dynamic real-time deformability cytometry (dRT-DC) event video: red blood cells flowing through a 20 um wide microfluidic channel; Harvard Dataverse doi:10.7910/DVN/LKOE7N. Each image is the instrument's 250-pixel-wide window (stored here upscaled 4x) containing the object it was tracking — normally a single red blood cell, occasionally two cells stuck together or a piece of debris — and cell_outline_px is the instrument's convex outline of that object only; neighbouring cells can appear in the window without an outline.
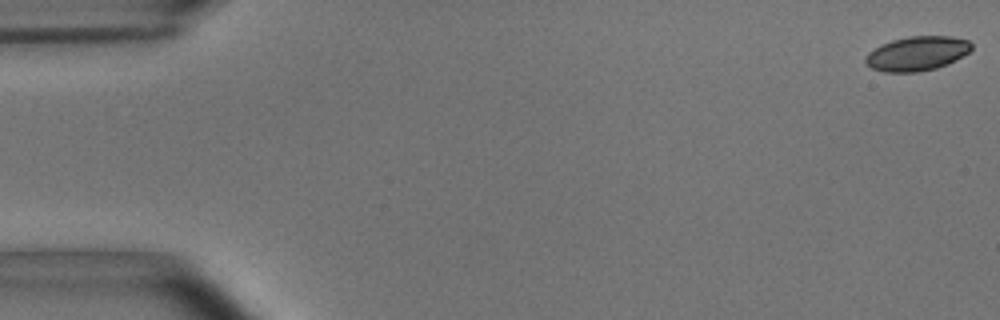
{"species": "common noctule bat (a hibernating species)", "species_latin": "Nyctalus noctula", "temperature_condition": "room temperature", "stored_images_in_passage": 54, "camera_frame_rate_fps": 3000, "um_per_image_px": 0.085, "animal": {"sex": "male", "body_mass_g": 15.6}, "frame": {"image": 1, "passage_image": 1, "time_ms": 0.0, "image_size_px": [1000, 320], "cell_outline_px": [[972, 48], [968, 52], [948, 64], [936, 68], [920, 72], [884, 72], [872, 68], [864, 64], [864, 60], [868, 52], [892, 40], [908, 36], [952, 36], [968, 40], [972, 44]], "centroid_in_image_um": [77.94, 4.55], "position_along_channel_um": 7.1, "area_um2": 21.21}}
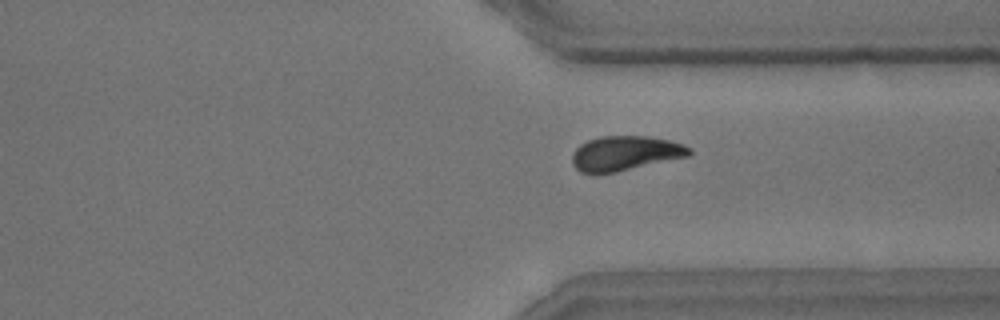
{"frame": {"image": 2, "passage_image": 41, "time_ms": 13.333, "image_size_px": [1000, 320], "cell_outline_px": [[692, 152], [688, 156], [616, 172], [596, 176], [580, 172], [572, 164], [572, 156], [576, 148], [580, 144], [588, 140], [600, 136], [648, 136], [668, 140], [684, 144], [692, 148]], "centroid_in_image_um": [53.1, 13.05], "position_along_channel_um": 358.3, "area_um2": 23.99}}
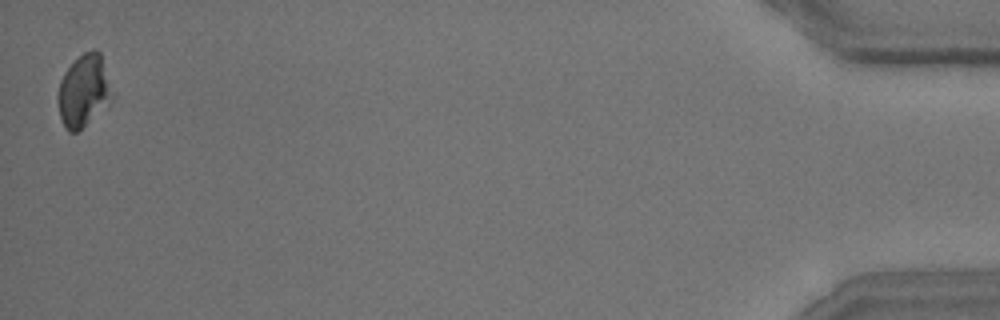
{"frame": {"image": 3, "passage_image": 54, "time_ms": 17.667, "image_size_px": [1000, 320], "cell_outline_px": [[116, 96], [112, 100], [76, 132], [68, 132], [60, 116], [56, 96], [60, 80], [64, 72], [84, 52], [92, 48], [96, 48], [100, 52]], "centroid_in_image_um": [7.14, 7.68], "position_along_channel_um": 428.1, "area_um2": 22.89}, "authors_computed_cell_mechanics": {"area_um2": 22.9755, "velocity_mm_per_s": 3.6723, "shape_relaxation_time_tau1_ms": 2.7182, "shape_relaxation_time_tau2_ms": 4.1128, "deformation_change_tau1": 0.1118, "deformation_change_tau2": 0.1011}}